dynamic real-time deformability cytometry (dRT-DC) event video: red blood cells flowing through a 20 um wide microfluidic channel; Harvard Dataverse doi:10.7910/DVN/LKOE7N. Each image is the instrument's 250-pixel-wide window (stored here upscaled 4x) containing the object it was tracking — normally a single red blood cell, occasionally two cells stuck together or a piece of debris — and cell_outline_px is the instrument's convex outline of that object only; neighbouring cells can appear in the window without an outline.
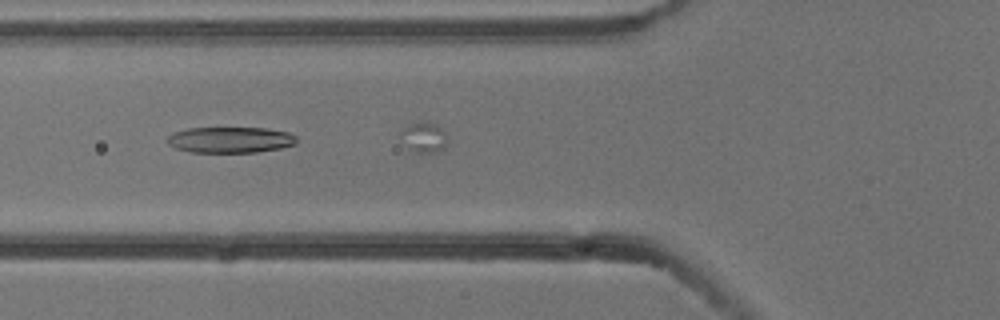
{"species": "common noctule bat (a hibernating species)", "species_latin": "Nyctalus noctula", "temperature_condition": "cold", "stored_images_in_passage": 8, "camera_frame_rate_fps": 3000, "um_per_image_px": 0.085, "animal": {"sex": "male", "body_mass_g": 13.3}, "frame": {"image": 1, "passage_image": 6, "time_ms": 1.667, "image_size_px": [1000, 320], "cell_outline_px": [[296, 144], [280, 148], [256, 152], [192, 152], [176, 148], [168, 144], [164, 140], [172, 132], [188, 128], [268, 128], [288, 132], [296, 136]], "centroid_in_image_um": [19.55, 11.88], "position_along_channel_um": 106.3, "area_um2": 19.65}}
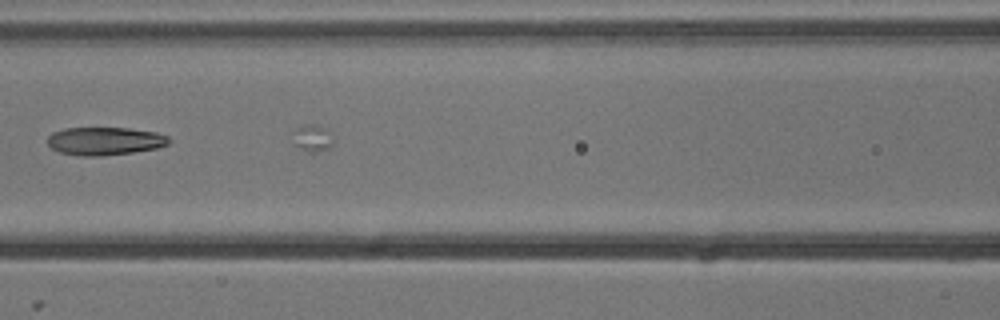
{"frame": {"image": 2, "passage_image": 7, "time_ms": 2.0, "image_size_px": [1000, 320], "cell_outline_px": [[172, 140], [168, 144], [156, 148], [132, 152], [100, 156], [80, 156], [60, 152], [52, 148], [48, 144], [48, 136], [52, 132], [64, 128], [128, 128], [156, 132], [168, 136]], "centroid_in_image_um": [8.91, 11.98], "position_along_channel_um": 157.7, "area_um2": 19.83}}